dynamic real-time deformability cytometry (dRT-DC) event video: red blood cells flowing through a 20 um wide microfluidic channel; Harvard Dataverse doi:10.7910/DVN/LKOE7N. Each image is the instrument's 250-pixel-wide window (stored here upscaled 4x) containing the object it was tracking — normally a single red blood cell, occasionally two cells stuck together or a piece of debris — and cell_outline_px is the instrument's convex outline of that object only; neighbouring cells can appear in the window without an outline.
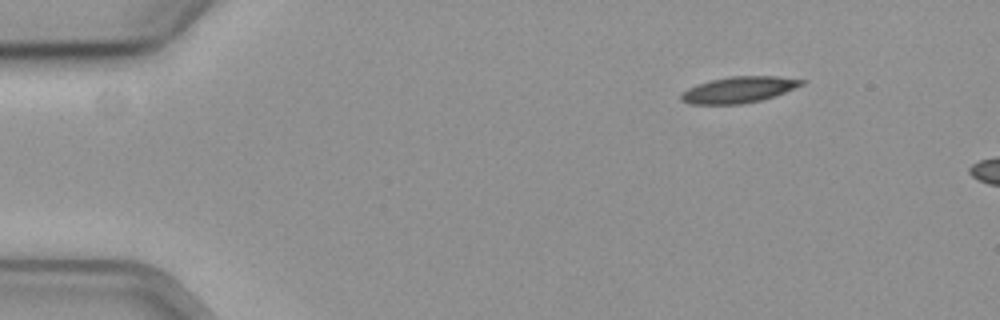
{"species": "common noctule bat (a hibernating species)", "species_latin": "Nyctalus noctula", "temperature_condition": "cold", "stored_images_in_passage": 7, "camera_frame_rate_fps": 3000, "um_per_image_px": 0.085, "animal": {"sex": "female", "body_mass_g": 19.3, "forearm_length_mm": 54.1}, "frame": {"image": 1, "passage_image": 1, "time_ms": 0.0, "image_size_px": [1000, 320], "cell_outline_px": [[808, 80], [804, 84], [784, 92], [760, 100], [740, 104], [688, 104], [680, 100], [680, 96], [688, 88], [696, 84], [728, 76], [776, 76]], "centroid_in_image_um": [62.78, 7.62], "position_along_channel_um": 22.2, "area_um2": 18.26}}